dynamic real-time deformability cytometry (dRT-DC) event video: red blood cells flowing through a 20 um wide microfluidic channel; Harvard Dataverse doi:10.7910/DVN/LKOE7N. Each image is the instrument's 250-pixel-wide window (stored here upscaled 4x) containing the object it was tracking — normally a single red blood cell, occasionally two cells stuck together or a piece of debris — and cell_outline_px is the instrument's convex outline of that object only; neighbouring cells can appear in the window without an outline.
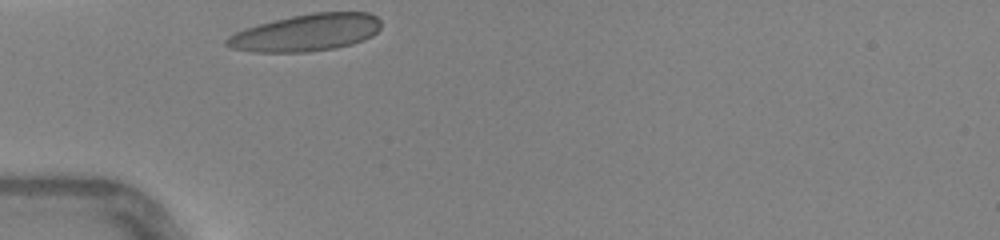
{"species": "human", "species_latin": "Homo sapiens", "temperature_condition": "warm", "stored_images_in_passage": 24, "camera_frame_rate_fps": 3000, "um_per_image_px": 0.085, "donor": {"sex": "female"}, "frame": {"image": 1, "passage_image": 1, "time_ms": 0.0, "image_size_px": [1000, 240], "cell_outline_px": [[380, 28], [372, 36], [364, 40], [352, 44], [336, 48], [308, 52], [252, 52], [232, 48], [224, 44], [224, 40], [228, 36], [236, 32], [272, 20], [312, 12], [368, 12], [376, 16], [380, 20]], "centroid_in_image_um": [26.04, 2.78], "position_along_channel_um": 59.0, "area_um2": 33.41}}
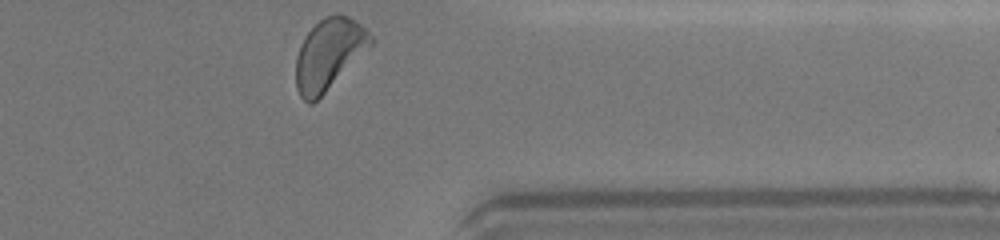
{"frame": {"image": 2, "passage_image": 24, "time_ms": 7.667, "image_size_px": [1000, 240], "cell_outline_px": [[376, 40], [312, 104], [308, 104], [300, 96], [296, 88], [296, 56], [300, 44], [304, 36], [324, 16], [336, 12], [348, 16], [360, 24]], "centroid_in_image_um": [27.93, 4.57], "position_along_channel_um": 383.5, "area_um2": 30.52}, "authors_computed_cell_mechanics": {"area_um2": 30.4606, "velocity_mm_per_s": 4.391, "shape_relaxation_time_tau1_ms": 2.8487, "shape_relaxation_time_tau2_ms": 1.4141, "deformation_change_tau1": 0.1313, "deformation_change_tau2": 0.0762}}